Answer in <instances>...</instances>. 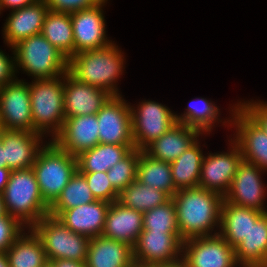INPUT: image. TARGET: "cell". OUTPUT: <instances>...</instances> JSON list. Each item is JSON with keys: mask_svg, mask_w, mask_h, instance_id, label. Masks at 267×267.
<instances>
[{"mask_svg": "<svg viewBox=\"0 0 267 267\" xmlns=\"http://www.w3.org/2000/svg\"><path fill=\"white\" fill-rule=\"evenodd\" d=\"M141 150L132 149L118 163L107 170V176L113 188L120 193L137 179V166Z\"/></svg>", "mask_w": 267, "mask_h": 267, "instance_id": "36", "label": "cell"}, {"mask_svg": "<svg viewBox=\"0 0 267 267\" xmlns=\"http://www.w3.org/2000/svg\"><path fill=\"white\" fill-rule=\"evenodd\" d=\"M12 52L13 56L9 58V55L7 56L5 52L0 49V87L16 79L14 50Z\"/></svg>", "mask_w": 267, "mask_h": 267, "instance_id": "41", "label": "cell"}, {"mask_svg": "<svg viewBox=\"0 0 267 267\" xmlns=\"http://www.w3.org/2000/svg\"><path fill=\"white\" fill-rule=\"evenodd\" d=\"M230 140L228 152H210L204 156L198 182V187L217 192L223 197L228 192L238 166L243 160L240 147L232 138Z\"/></svg>", "mask_w": 267, "mask_h": 267, "instance_id": "12", "label": "cell"}, {"mask_svg": "<svg viewBox=\"0 0 267 267\" xmlns=\"http://www.w3.org/2000/svg\"><path fill=\"white\" fill-rule=\"evenodd\" d=\"M99 141L103 144L134 145L130 104L120 96H111L96 114Z\"/></svg>", "mask_w": 267, "mask_h": 267, "instance_id": "13", "label": "cell"}, {"mask_svg": "<svg viewBox=\"0 0 267 267\" xmlns=\"http://www.w3.org/2000/svg\"><path fill=\"white\" fill-rule=\"evenodd\" d=\"M12 50L16 73L20 68L33 80L51 79L68 72V59L41 33L20 41Z\"/></svg>", "mask_w": 267, "mask_h": 267, "instance_id": "6", "label": "cell"}, {"mask_svg": "<svg viewBox=\"0 0 267 267\" xmlns=\"http://www.w3.org/2000/svg\"><path fill=\"white\" fill-rule=\"evenodd\" d=\"M110 97L105 90L79 82L68 72L64 76L65 118L97 114Z\"/></svg>", "mask_w": 267, "mask_h": 267, "instance_id": "19", "label": "cell"}, {"mask_svg": "<svg viewBox=\"0 0 267 267\" xmlns=\"http://www.w3.org/2000/svg\"><path fill=\"white\" fill-rule=\"evenodd\" d=\"M85 176L76 170L56 201L49 207V215L58 217L64 210L95 201Z\"/></svg>", "mask_w": 267, "mask_h": 267, "instance_id": "33", "label": "cell"}, {"mask_svg": "<svg viewBox=\"0 0 267 267\" xmlns=\"http://www.w3.org/2000/svg\"><path fill=\"white\" fill-rule=\"evenodd\" d=\"M0 167H6V160L4 155V147L2 146V142L0 139Z\"/></svg>", "mask_w": 267, "mask_h": 267, "instance_id": "46", "label": "cell"}, {"mask_svg": "<svg viewBox=\"0 0 267 267\" xmlns=\"http://www.w3.org/2000/svg\"><path fill=\"white\" fill-rule=\"evenodd\" d=\"M234 251L240 267L267 266V213L251 225L246 237Z\"/></svg>", "mask_w": 267, "mask_h": 267, "instance_id": "26", "label": "cell"}, {"mask_svg": "<svg viewBox=\"0 0 267 267\" xmlns=\"http://www.w3.org/2000/svg\"><path fill=\"white\" fill-rule=\"evenodd\" d=\"M23 226L17 219L6 214L0 217V252L5 253L13 242L23 233Z\"/></svg>", "mask_w": 267, "mask_h": 267, "instance_id": "38", "label": "cell"}, {"mask_svg": "<svg viewBox=\"0 0 267 267\" xmlns=\"http://www.w3.org/2000/svg\"><path fill=\"white\" fill-rule=\"evenodd\" d=\"M124 53L111 43L101 49L76 53L68 60V73L77 81L105 90L111 96H120L117 80L124 67Z\"/></svg>", "mask_w": 267, "mask_h": 267, "instance_id": "2", "label": "cell"}, {"mask_svg": "<svg viewBox=\"0 0 267 267\" xmlns=\"http://www.w3.org/2000/svg\"><path fill=\"white\" fill-rule=\"evenodd\" d=\"M171 197L164 191L154 189L135 180L119 193L117 202L142 213L164 204Z\"/></svg>", "mask_w": 267, "mask_h": 267, "instance_id": "32", "label": "cell"}, {"mask_svg": "<svg viewBox=\"0 0 267 267\" xmlns=\"http://www.w3.org/2000/svg\"><path fill=\"white\" fill-rule=\"evenodd\" d=\"M37 1L39 0H0V7L2 11L7 8L12 9L11 11H13L34 4Z\"/></svg>", "mask_w": 267, "mask_h": 267, "instance_id": "42", "label": "cell"}, {"mask_svg": "<svg viewBox=\"0 0 267 267\" xmlns=\"http://www.w3.org/2000/svg\"><path fill=\"white\" fill-rule=\"evenodd\" d=\"M64 76L34 79L29 84L34 133L50 134L51 140L61 131L65 120Z\"/></svg>", "mask_w": 267, "mask_h": 267, "instance_id": "4", "label": "cell"}, {"mask_svg": "<svg viewBox=\"0 0 267 267\" xmlns=\"http://www.w3.org/2000/svg\"><path fill=\"white\" fill-rule=\"evenodd\" d=\"M31 229L40 238L48 261H86L90 238L71 231L56 217L47 215Z\"/></svg>", "mask_w": 267, "mask_h": 267, "instance_id": "7", "label": "cell"}, {"mask_svg": "<svg viewBox=\"0 0 267 267\" xmlns=\"http://www.w3.org/2000/svg\"><path fill=\"white\" fill-rule=\"evenodd\" d=\"M196 99L194 101L197 103H193V100H191L190 105L187 106L183 114H175L176 121L199 130L202 135H210L215 123L222 122V119L218 118L220 109L211 100L204 98Z\"/></svg>", "mask_w": 267, "mask_h": 267, "instance_id": "34", "label": "cell"}, {"mask_svg": "<svg viewBox=\"0 0 267 267\" xmlns=\"http://www.w3.org/2000/svg\"><path fill=\"white\" fill-rule=\"evenodd\" d=\"M126 267H152V265L146 264V263H141V262H138V261L133 260Z\"/></svg>", "mask_w": 267, "mask_h": 267, "instance_id": "48", "label": "cell"}, {"mask_svg": "<svg viewBox=\"0 0 267 267\" xmlns=\"http://www.w3.org/2000/svg\"><path fill=\"white\" fill-rule=\"evenodd\" d=\"M182 259L186 267H240L234 248L220 234L183 241Z\"/></svg>", "mask_w": 267, "mask_h": 267, "instance_id": "10", "label": "cell"}, {"mask_svg": "<svg viewBox=\"0 0 267 267\" xmlns=\"http://www.w3.org/2000/svg\"><path fill=\"white\" fill-rule=\"evenodd\" d=\"M231 119L223 124L235 127L233 140L240 147L243 160L267 171V134L261 126L237 103L232 106ZM228 122V123H227Z\"/></svg>", "mask_w": 267, "mask_h": 267, "instance_id": "9", "label": "cell"}, {"mask_svg": "<svg viewBox=\"0 0 267 267\" xmlns=\"http://www.w3.org/2000/svg\"><path fill=\"white\" fill-rule=\"evenodd\" d=\"M143 230L179 232L173 199L143 213Z\"/></svg>", "mask_w": 267, "mask_h": 267, "instance_id": "35", "label": "cell"}, {"mask_svg": "<svg viewBox=\"0 0 267 267\" xmlns=\"http://www.w3.org/2000/svg\"><path fill=\"white\" fill-rule=\"evenodd\" d=\"M2 131H3V127H2L1 120H0V135H1Z\"/></svg>", "mask_w": 267, "mask_h": 267, "instance_id": "51", "label": "cell"}, {"mask_svg": "<svg viewBox=\"0 0 267 267\" xmlns=\"http://www.w3.org/2000/svg\"><path fill=\"white\" fill-rule=\"evenodd\" d=\"M44 202L50 207L77 170V159L52 140L38 151L32 165Z\"/></svg>", "mask_w": 267, "mask_h": 267, "instance_id": "5", "label": "cell"}, {"mask_svg": "<svg viewBox=\"0 0 267 267\" xmlns=\"http://www.w3.org/2000/svg\"><path fill=\"white\" fill-rule=\"evenodd\" d=\"M96 200L116 202L119 193L113 188L106 172L82 173Z\"/></svg>", "mask_w": 267, "mask_h": 267, "instance_id": "37", "label": "cell"}, {"mask_svg": "<svg viewBox=\"0 0 267 267\" xmlns=\"http://www.w3.org/2000/svg\"><path fill=\"white\" fill-rule=\"evenodd\" d=\"M7 213L5 211V207H4V202H3V197L2 194H0V217L1 216H5Z\"/></svg>", "mask_w": 267, "mask_h": 267, "instance_id": "49", "label": "cell"}, {"mask_svg": "<svg viewBox=\"0 0 267 267\" xmlns=\"http://www.w3.org/2000/svg\"><path fill=\"white\" fill-rule=\"evenodd\" d=\"M107 1L103 0L92 8L70 14L73 26L74 55L81 51L101 49L115 42L106 36L103 6Z\"/></svg>", "mask_w": 267, "mask_h": 267, "instance_id": "16", "label": "cell"}, {"mask_svg": "<svg viewBox=\"0 0 267 267\" xmlns=\"http://www.w3.org/2000/svg\"><path fill=\"white\" fill-rule=\"evenodd\" d=\"M49 10L62 13H73L92 8L103 0H43Z\"/></svg>", "mask_w": 267, "mask_h": 267, "instance_id": "39", "label": "cell"}, {"mask_svg": "<svg viewBox=\"0 0 267 267\" xmlns=\"http://www.w3.org/2000/svg\"><path fill=\"white\" fill-rule=\"evenodd\" d=\"M201 134L199 130L177 122L143 151L153 159L172 163L193 145Z\"/></svg>", "mask_w": 267, "mask_h": 267, "instance_id": "23", "label": "cell"}, {"mask_svg": "<svg viewBox=\"0 0 267 267\" xmlns=\"http://www.w3.org/2000/svg\"><path fill=\"white\" fill-rule=\"evenodd\" d=\"M263 214L259 210L240 207L223 199L219 234L235 248L246 237L251 225Z\"/></svg>", "mask_w": 267, "mask_h": 267, "instance_id": "25", "label": "cell"}, {"mask_svg": "<svg viewBox=\"0 0 267 267\" xmlns=\"http://www.w3.org/2000/svg\"><path fill=\"white\" fill-rule=\"evenodd\" d=\"M170 163L153 159L141 150L137 166V181L172 197L177 189L171 175Z\"/></svg>", "mask_w": 267, "mask_h": 267, "instance_id": "31", "label": "cell"}, {"mask_svg": "<svg viewBox=\"0 0 267 267\" xmlns=\"http://www.w3.org/2000/svg\"><path fill=\"white\" fill-rule=\"evenodd\" d=\"M171 198L175 205L182 241L219 234L217 227H220L221 206L224 199L222 195L194 187L179 189Z\"/></svg>", "mask_w": 267, "mask_h": 267, "instance_id": "1", "label": "cell"}, {"mask_svg": "<svg viewBox=\"0 0 267 267\" xmlns=\"http://www.w3.org/2000/svg\"><path fill=\"white\" fill-rule=\"evenodd\" d=\"M98 130L96 114L68 117L52 141L76 157L100 143Z\"/></svg>", "mask_w": 267, "mask_h": 267, "instance_id": "17", "label": "cell"}, {"mask_svg": "<svg viewBox=\"0 0 267 267\" xmlns=\"http://www.w3.org/2000/svg\"><path fill=\"white\" fill-rule=\"evenodd\" d=\"M136 106L130 105L132 138L135 148L143 151L177 123L176 113L151 100H144Z\"/></svg>", "mask_w": 267, "mask_h": 267, "instance_id": "8", "label": "cell"}, {"mask_svg": "<svg viewBox=\"0 0 267 267\" xmlns=\"http://www.w3.org/2000/svg\"><path fill=\"white\" fill-rule=\"evenodd\" d=\"M182 242L179 232L143 230L133 246V258L150 265L173 263L182 259Z\"/></svg>", "mask_w": 267, "mask_h": 267, "instance_id": "15", "label": "cell"}, {"mask_svg": "<svg viewBox=\"0 0 267 267\" xmlns=\"http://www.w3.org/2000/svg\"><path fill=\"white\" fill-rule=\"evenodd\" d=\"M264 172L257 165L242 160L228 192L223 197L224 200L240 207L267 213L264 206L267 192L261 177Z\"/></svg>", "mask_w": 267, "mask_h": 267, "instance_id": "14", "label": "cell"}, {"mask_svg": "<svg viewBox=\"0 0 267 267\" xmlns=\"http://www.w3.org/2000/svg\"><path fill=\"white\" fill-rule=\"evenodd\" d=\"M142 231V212L122 206L117 201L110 204L102 232L104 237L126 242L133 247Z\"/></svg>", "mask_w": 267, "mask_h": 267, "instance_id": "22", "label": "cell"}, {"mask_svg": "<svg viewBox=\"0 0 267 267\" xmlns=\"http://www.w3.org/2000/svg\"><path fill=\"white\" fill-rule=\"evenodd\" d=\"M42 267H54V266L50 261H48Z\"/></svg>", "mask_w": 267, "mask_h": 267, "instance_id": "50", "label": "cell"}, {"mask_svg": "<svg viewBox=\"0 0 267 267\" xmlns=\"http://www.w3.org/2000/svg\"><path fill=\"white\" fill-rule=\"evenodd\" d=\"M198 141L170 163L172 181L177 190L198 187L201 164L204 158L200 141Z\"/></svg>", "mask_w": 267, "mask_h": 267, "instance_id": "29", "label": "cell"}, {"mask_svg": "<svg viewBox=\"0 0 267 267\" xmlns=\"http://www.w3.org/2000/svg\"><path fill=\"white\" fill-rule=\"evenodd\" d=\"M54 267H86V261L58 259L50 261Z\"/></svg>", "mask_w": 267, "mask_h": 267, "instance_id": "43", "label": "cell"}, {"mask_svg": "<svg viewBox=\"0 0 267 267\" xmlns=\"http://www.w3.org/2000/svg\"><path fill=\"white\" fill-rule=\"evenodd\" d=\"M49 9L43 0L10 12L4 23L3 38L11 49L20 41L42 32Z\"/></svg>", "mask_w": 267, "mask_h": 267, "instance_id": "20", "label": "cell"}, {"mask_svg": "<svg viewBox=\"0 0 267 267\" xmlns=\"http://www.w3.org/2000/svg\"><path fill=\"white\" fill-rule=\"evenodd\" d=\"M43 137L41 133L3 129L0 139L6 167L11 170L31 168L41 146L45 145Z\"/></svg>", "mask_w": 267, "mask_h": 267, "instance_id": "18", "label": "cell"}, {"mask_svg": "<svg viewBox=\"0 0 267 267\" xmlns=\"http://www.w3.org/2000/svg\"><path fill=\"white\" fill-rule=\"evenodd\" d=\"M152 267H186L183 259L175 261L173 263L153 264Z\"/></svg>", "mask_w": 267, "mask_h": 267, "instance_id": "45", "label": "cell"}, {"mask_svg": "<svg viewBox=\"0 0 267 267\" xmlns=\"http://www.w3.org/2000/svg\"><path fill=\"white\" fill-rule=\"evenodd\" d=\"M16 79L0 87V120L3 129L34 132L28 82Z\"/></svg>", "mask_w": 267, "mask_h": 267, "instance_id": "11", "label": "cell"}, {"mask_svg": "<svg viewBox=\"0 0 267 267\" xmlns=\"http://www.w3.org/2000/svg\"><path fill=\"white\" fill-rule=\"evenodd\" d=\"M2 197L6 213L27 229L49 215L32 167L12 170Z\"/></svg>", "mask_w": 267, "mask_h": 267, "instance_id": "3", "label": "cell"}, {"mask_svg": "<svg viewBox=\"0 0 267 267\" xmlns=\"http://www.w3.org/2000/svg\"><path fill=\"white\" fill-rule=\"evenodd\" d=\"M134 148L135 145L99 143L76 156L77 170L81 173L107 172Z\"/></svg>", "mask_w": 267, "mask_h": 267, "instance_id": "27", "label": "cell"}, {"mask_svg": "<svg viewBox=\"0 0 267 267\" xmlns=\"http://www.w3.org/2000/svg\"><path fill=\"white\" fill-rule=\"evenodd\" d=\"M41 34L68 60L74 55V37L69 13L49 10Z\"/></svg>", "mask_w": 267, "mask_h": 267, "instance_id": "30", "label": "cell"}, {"mask_svg": "<svg viewBox=\"0 0 267 267\" xmlns=\"http://www.w3.org/2000/svg\"><path fill=\"white\" fill-rule=\"evenodd\" d=\"M133 260V247L126 242L103 235L88 242L86 267H126Z\"/></svg>", "mask_w": 267, "mask_h": 267, "instance_id": "24", "label": "cell"}, {"mask_svg": "<svg viewBox=\"0 0 267 267\" xmlns=\"http://www.w3.org/2000/svg\"><path fill=\"white\" fill-rule=\"evenodd\" d=\"M0 267H9L7 256L3 252H0Z\"/></svg>", "mask_w": 267, "mask_h": 267, "instance_id": "47", "label": "cell"}, {"mask_svg": "<svg viewBox=\"0 0 267 267\" xmlns=\"http://www.w3.org/2000/svg\"><path fill=\"white\" fill-rule=\"evenodd\" d=\"M111 203L95 200L71 209L64 210L57 219L71 231L89 238L102 235L106 213Z\"/></svg>", "mask_w": 267, "mask_h": 267, "instance_id": "21", "label": "cell"}, {"mask_svg": "<svg viewBox=\"0 0 267 267\" xmlns=\"http://www.w3.org/2000/svg\"><path fill=\"white\" fill-rule=\"evenodd\" d=\"M12 170L7 168V167H0V194L3 193L10 175H11Z\"/></svg>", "mask_w": 267, "mask_h": 267, "instance_id": "44", "label": "cell"}, {"mask_svg": "<svg viewBox=\"0 0 267 267\" xmlns=\"http://www.w3.org/2000/svg\"><path fill=\"white\" fill-rule=\"evenodd\" d=\"M27 230L5 252L9 267H42L48 262L40 238L31 228Z\"/></svg>", "mask_w": 267, "mask_h": 267, "instance_id": "28", "label": "cell"}, {"mask_svg": "<svg viewBox=\"0 0 267 267\" xmlns=\"http://www.w3.org/2000/svg\"><path fill=\"white\" fill-rule=\"evenodd\" d=\"M258 101H244V103L239 102L238 104L261 126L267 134V102Z\"/></svg>", "mask_w": 267, "mask_h": 267, "instance_id": "40", "label": "cell"}]
</instances>
